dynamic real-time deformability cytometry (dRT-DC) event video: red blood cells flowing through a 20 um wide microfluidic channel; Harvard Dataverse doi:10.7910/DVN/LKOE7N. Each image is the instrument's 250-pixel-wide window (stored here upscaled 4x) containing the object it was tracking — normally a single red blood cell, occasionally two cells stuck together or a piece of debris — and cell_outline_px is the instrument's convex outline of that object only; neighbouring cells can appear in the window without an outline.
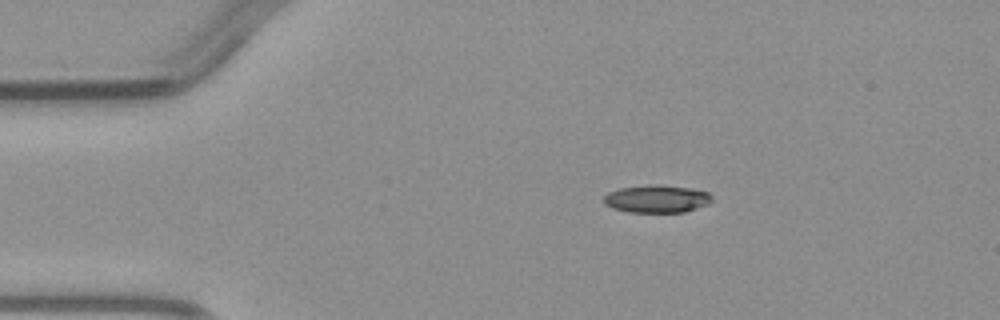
{"species": "common noctule bat (a hibernating species)", "species_latin": "Nyctalus noctula", "temperature_condition": "warm", "stored_images_in_passage": 3, "segment_of_instrument_passage": [1, 2], "camera_frame_rate_fps": 3000, "um_per_image_px": 0.085, "animal": {"sex": "male", "body_mass_g": 23.1, "forearm_length_mm": 52.7}, "frame": {"image": 1, "passage_image": 1, "time_ms": 0.0, "image_size_px": [1000, 320], "cell_outline_px": [[712, 200], [708, 204], [684, 212], [628, 212], [612, 208], [604, 204], [604, 196], [608, 192], [620, 188], [688, 188], [708, 192], [712, 196]], "centroid_in_image_um": [55.82, 16.97], "position_along_channel_um": 29.2, "area_um2": 16.36}}